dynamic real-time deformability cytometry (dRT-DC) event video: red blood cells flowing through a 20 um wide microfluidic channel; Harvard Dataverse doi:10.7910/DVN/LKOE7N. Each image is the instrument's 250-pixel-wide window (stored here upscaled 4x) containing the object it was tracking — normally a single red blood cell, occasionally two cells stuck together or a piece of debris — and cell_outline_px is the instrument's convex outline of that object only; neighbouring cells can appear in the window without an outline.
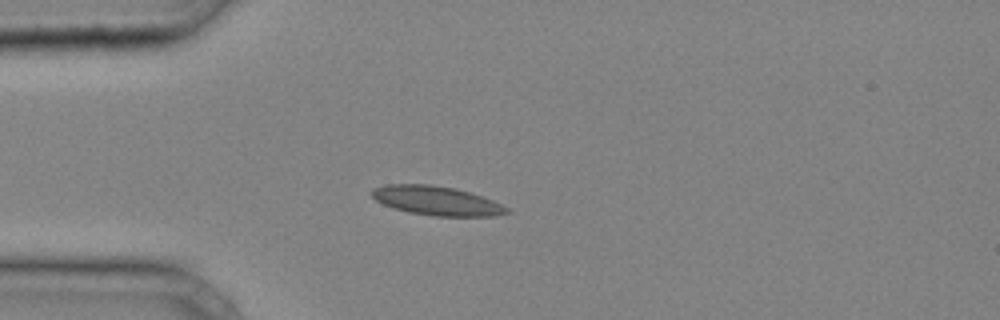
{"species": "common noctule bat (a hibernating species)", "species_latin": "Nyctalus noctula", "temperature_condition": "cold", "stored_images_in_passage": 30, "camera_frame_rate_fps": 3000, "um_per_image_px": 0.085, "animal": {"sex": "male", "body_mass_g": 20.4}, "frame": {"image": 1, "passage_image": 1, "time_ms": 0.0, "image_size_px": [1000, 320], "cell_outline_px": [[512, 212], [496, 216], [436, 216], [408, 212], [392, 208], [376, 200], [372, 196], [372, 188], [384, 184], [432, 184], [456, 188], [492, 200], [508, 208]], "centroid_in_image_um": [37.1, 17.06], "position_along_channel_um": 47.9, "area_um2": 22.95}}
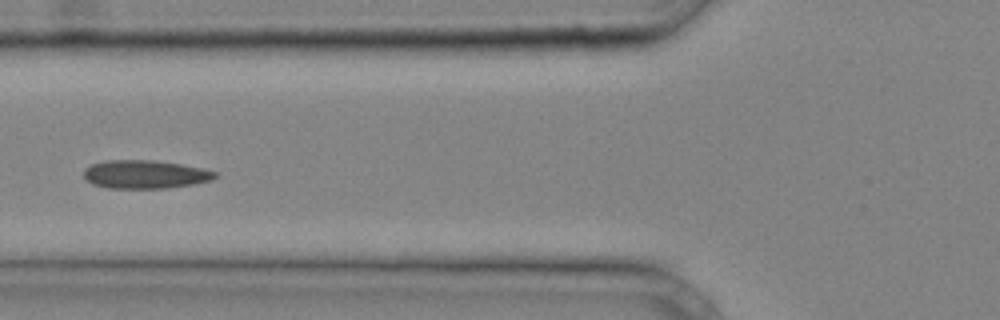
{"frame": {"image": 2, "passage_image": 6, "time_ms": 1.667, "image_size_px": [1000, 320], "cell_outline_px": [[216, 176], [212, 180], [192, 184], [168, 188], [108, 188], [92, 184], [84, 176], [84, 168], [92, 164], [104, 160], [152, 160], [180, 164], [200, 168], [216, 172]], "centroid_in_image_um": [12.29, 14.82], "position_along_channel_um": 113.5, "area_um2": 21.56}}
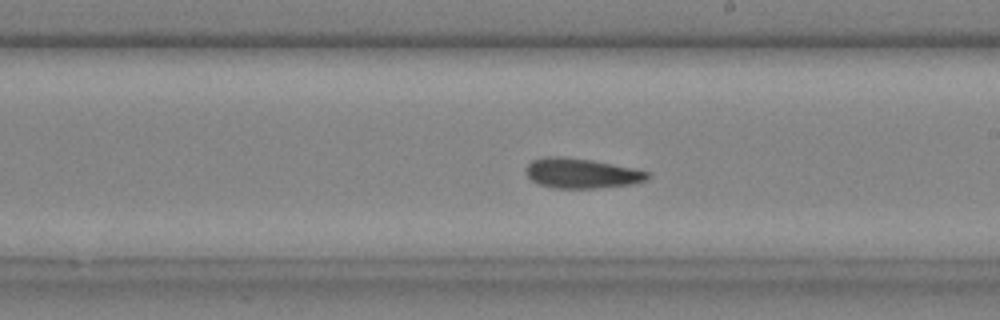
{"frame": {"image": 3, "passage_image": 14, "time_ms": 4.333, "image_size_px": [1000, 320], "cell_outline_px": [[652, 176], [644, 180], [632, 184], [596, 188], [552, 188], [540, 184], [532, 180], [528, 176], [528, 164], [532, 160], [544, 156], [560, 156], [592, 160], [632, 168], [648, 172]], "centroid_in_image_um": [49.43, 14.72], "position_along_channel_um": 239.6, "area_um2": 20.98}}